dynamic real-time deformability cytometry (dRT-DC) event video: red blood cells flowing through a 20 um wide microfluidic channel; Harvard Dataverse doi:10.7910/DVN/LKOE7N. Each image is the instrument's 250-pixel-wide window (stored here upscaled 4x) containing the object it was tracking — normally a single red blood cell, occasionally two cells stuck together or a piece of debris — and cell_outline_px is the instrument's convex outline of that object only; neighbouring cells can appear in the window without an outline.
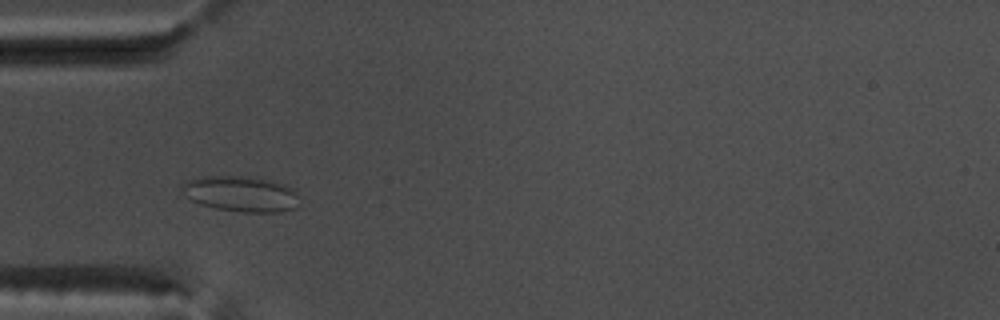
{"species": "common noctule bat (a hibernating species)", "species_latin": "Nyctalus noctula", "temperature_condition": "warm", "stored_images_in_passage": 47, "camera_frame_rate_fps": 3000, "um_per_image_px": 0.085, "animal": {"sex": "male", "body_mass_g": 17.5, "forearm_length_mm": 52.3}, "frame": {"image": 1, "passage_image": 10, "time_ms": 3.0, "image_size_px": [1000, 320], "cell_outline_px": [[296, 208], [280, 212], [240, 212], [216, 208], [200, 204], [184, 196], [180, 188], [180, 184], [188, 180], [204, 176], [252, 176], [284, 184], [296, 188]], "centroid_in_image_um": [20.45, 16.47], "position_along_channel_um": 64.6, "area_um2": 24.57}}
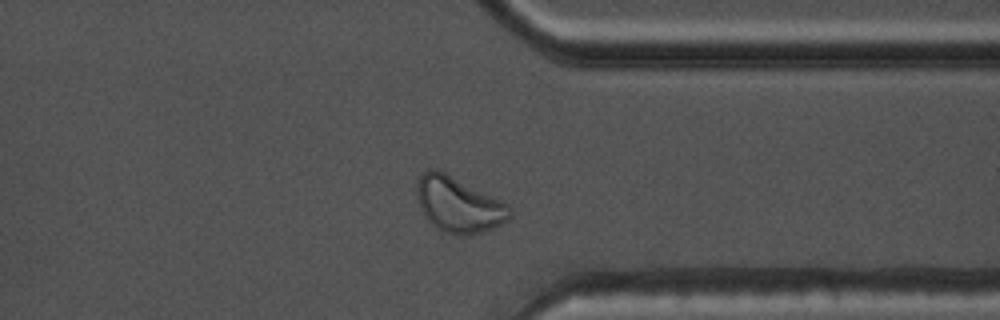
{"frame": {"image": 2, "passage_image": 35, "time_ms": 11.333, "image_size_px": [1000, 320], "cell_outline_px": [[512, 216], [508, 220], [492, 228], [480, 232], [444, 232], [436, 228], [428, 220], [420, 208], [416, 196], [416, 184], [420, 176], [428, 168], [436, 168], [508, 204], [512, 208]], "centroid_in_image_um": [38.95, 17.35], "position_along_channel_um": 372.5, "area_um2": 29.36}}
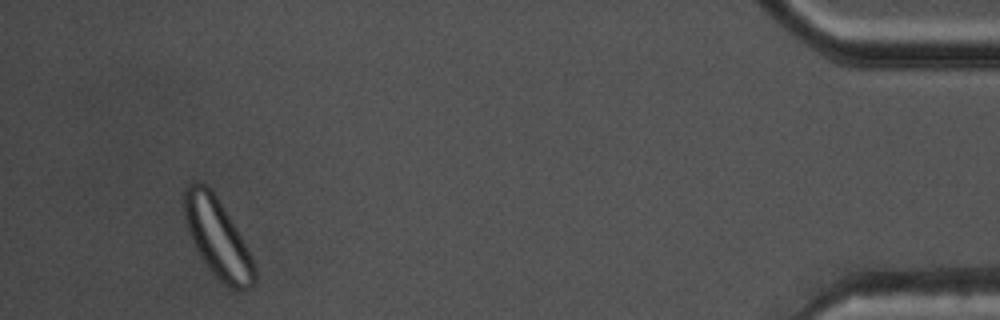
{"frame": {"image": 3, "passage_image": 44, "time_ms": 14.333, "image_size_px": [1000, 320], "cell_outline_px": [[256, 280], [252, 288], [240, 292], [228, 288], [208, 268], [200, 256], [188, 232], [184, 216], [184, 188], [188, 184], [196, 180], [208, 184], [212, 188], [240, 236], [256, 268]], "centroid_in_image_um": [18.47, 20.22], "position_along_channel_um": 416.7, "area_um2": 32.37}}